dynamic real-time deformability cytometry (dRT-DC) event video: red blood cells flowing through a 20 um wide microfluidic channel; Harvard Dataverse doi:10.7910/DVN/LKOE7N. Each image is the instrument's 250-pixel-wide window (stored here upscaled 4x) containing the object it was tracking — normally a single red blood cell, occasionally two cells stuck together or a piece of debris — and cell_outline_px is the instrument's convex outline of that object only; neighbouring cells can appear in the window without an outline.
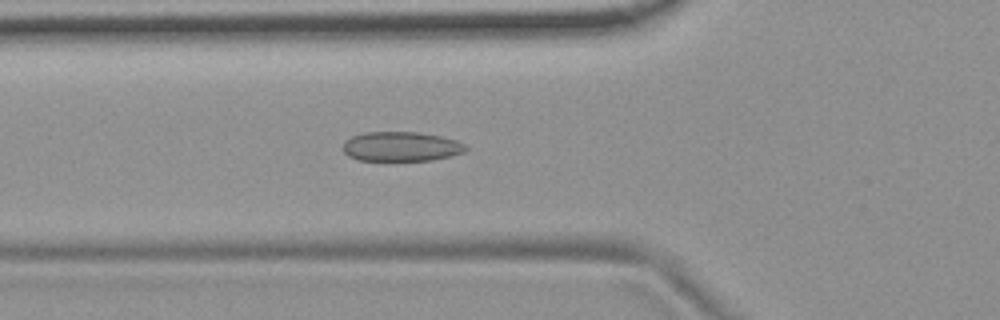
{"species": "common noctule bat (a hibernating species)", "species_latin": "Nyctalus noctula", "temperature_condition": "room temperature", "stored_images_in_passage": 44, "camera_frame_rate_fps": 3000, "um_per_image_px": 0.085, "animal": {"sex": "female", "body_mass_g": 19.9}, "frame": {"image": 1, "passage_image": 13, "time_ms": 4.0, "image_size_px": [1000, 320], "cell_outline_px": [[468, 148], [464, 152], [432, 160], [360, 160], [348, 156], [344, 152], [344, 140], [352, 136], [364, 132], [420, 132], [440, 136], [456, 140], [464, 144]], "centroid_in_image_um": [34.08, 12.44], "position_along_channel_um": 91.7, "area_um2": 21.04}}
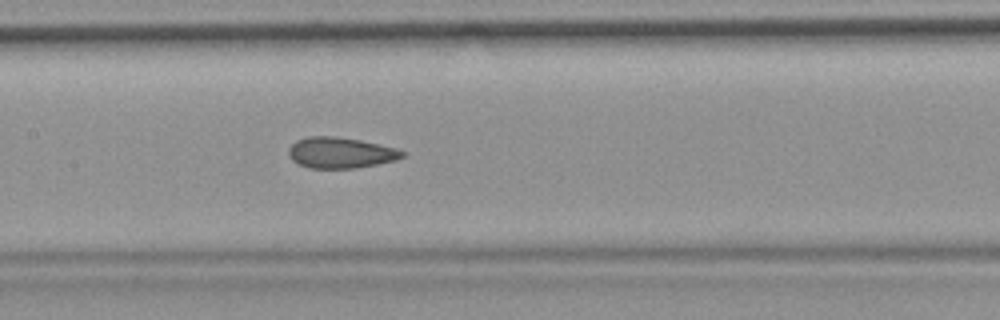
{"frame": {"image": 2, "passage_image": 20, "time_ms": 6.333, "image_size_px": [1000, 320], "cell_outline_px": [[404, 156], [396, 160], [356, 168], [308, 168], [292, 160], [288, 152], [288, 148], [296, 140], [308, 136], [336, 136], [360, 140], [380, 144], [396, 148], [404, 152]], "centroid_in_image_um": [28.93, 12.97], "position_along_channel_um": 178.5, "area_um2": 20.46}}
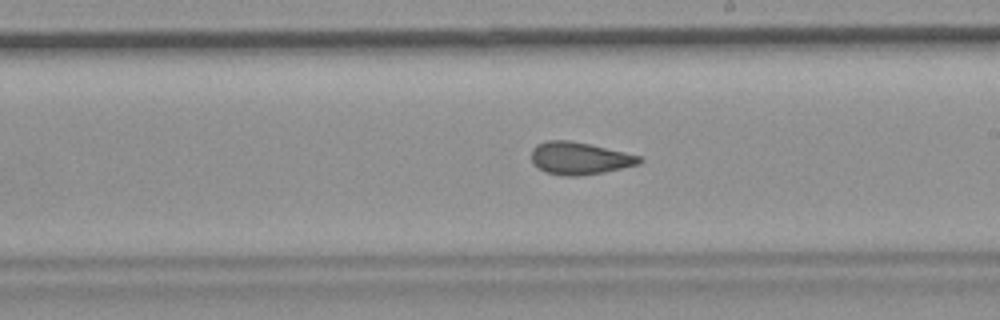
{"frame": {"image": 3, "passage_image": 25, "time_ms": 8.0, "image_size_px": [1000, 320], "cell_outline_px": [[644, 160], [640, 164], [604, 172], [580, 176], [564, 176], [544, 172], [532, 160], [532, 148], [536, 144], [548, 140], [568, 140], [588, 144], [624, 152], [640, 156]], "centroid_in_image_um": [49.27, 13.46], "position_along_channel_um": 239.7, "area_um2": 20.29}, "authors_computed_cell_mechanics": {"area_um2": 20.6635, "velocity_mm_per_s": 3.7088, "shape_relaxation_time_tau1_ms": null, "shape_relaxation_time_tau2_ms": 1.7718, "deformation_change_tau1": null, "deformation_change_tau2": 0.091}}